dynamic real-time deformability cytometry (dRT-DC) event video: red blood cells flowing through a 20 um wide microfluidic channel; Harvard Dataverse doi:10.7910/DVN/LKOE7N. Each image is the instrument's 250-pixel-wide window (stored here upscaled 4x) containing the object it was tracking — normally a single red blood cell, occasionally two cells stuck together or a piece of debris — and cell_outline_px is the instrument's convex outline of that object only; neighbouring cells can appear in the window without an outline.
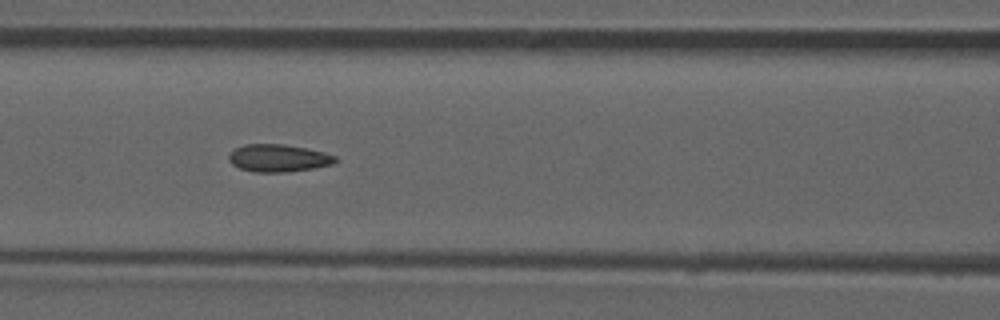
{"species": "common noctule bat (a hibernating species)", "species_latin": "Nyctalus noctula", "temperature_condition": "room temperature", "stored_images_in_passage": 53, "camera_frame_rate_fps": 3000, "um_per_image_px": 0.085, "animal": {"sex": "male", "forearm_length_mm": 52.5}, "frame": {"image": 1, "passage_image": 23, "time_ms": 7.333, "image_size_px": [1000, 320], "cell_outline_px": [[336, 160], [332, 164], [316, 168], [288, 172], [252, 172], [240, 168], [232, 164], [228, 160], [228, 152], [244, 144], [284, 144], [324, 152], [336, 156]], "centroid_in_image_um": [23.63, 13.44], "position_along_channel_um": 143.0, "area_um2": 17.17}, "authors_computed_cell_mechanics": {"area_um2": 17.051, "velocity_mm_per_s": 3.8861, "shape_relaxation_time_tau1_ms": null, "shape_relaxation_time_tau2_ms": 1.803, "deformation_change_tau1": null, "deformation_change_tau2": 0.077}}